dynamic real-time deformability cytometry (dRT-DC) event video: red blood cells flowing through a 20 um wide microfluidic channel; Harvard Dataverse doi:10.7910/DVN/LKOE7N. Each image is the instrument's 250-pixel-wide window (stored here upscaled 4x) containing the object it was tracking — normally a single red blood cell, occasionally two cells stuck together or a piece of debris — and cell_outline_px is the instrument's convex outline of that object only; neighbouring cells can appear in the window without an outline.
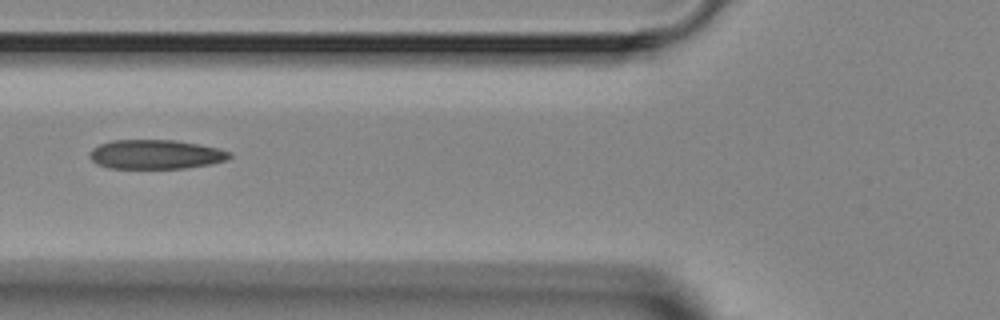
{"species": "Egyptian fruit bat (a non-hibernating species)", "species_latin": "Rousettus aegyptiacus", "temperature_condition": "room temperature", "stored_images_in_passage": 6, "camera_frame_rate_fps": 3000, "um_per_image_px": 0.085, "animal": {"sex": "female"}, "frame": {"image": 1, "passage_image": 5, "time_ms": 5.0, "image_size_px": [1000, 320], "cell_outline_px": [[232, 156], [228, 160], [212, 164], [184, 168], [108, 168], [96, 164], [88, 156], [88, 152], [92, 148], [100, 144], [112, 140], [176, 140], [200, 144], [232, 152]], "centroid_in_image_um": [13.23, 13.12], "position_along_channel_um": 112.6, "area_um2": 24.1}}
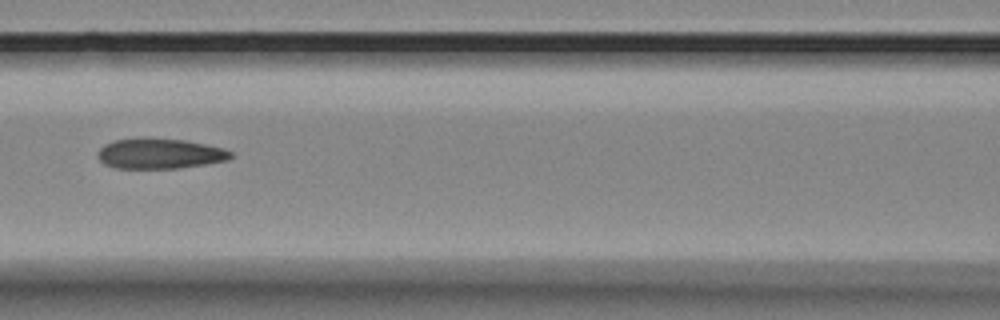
{"frame": {"image": 2, "passage_image": 6, "time_ms": 6.0, "image_size_px": [1000, 320], "cell_outline_px": [[232, 156], [228, 160], [204, 164], [176, 168], [116, 168], [104, 164], [96, 156], [96, 152], [104, 144], [112, 140], [140, 136], [152, 136], [184, 140], [208, 144], [224, 148], [232, 152]], "centroid_in_image_um": [13.53, 13.01], "position_along_channel_um": 153.1, "area_um2": 24.16}}